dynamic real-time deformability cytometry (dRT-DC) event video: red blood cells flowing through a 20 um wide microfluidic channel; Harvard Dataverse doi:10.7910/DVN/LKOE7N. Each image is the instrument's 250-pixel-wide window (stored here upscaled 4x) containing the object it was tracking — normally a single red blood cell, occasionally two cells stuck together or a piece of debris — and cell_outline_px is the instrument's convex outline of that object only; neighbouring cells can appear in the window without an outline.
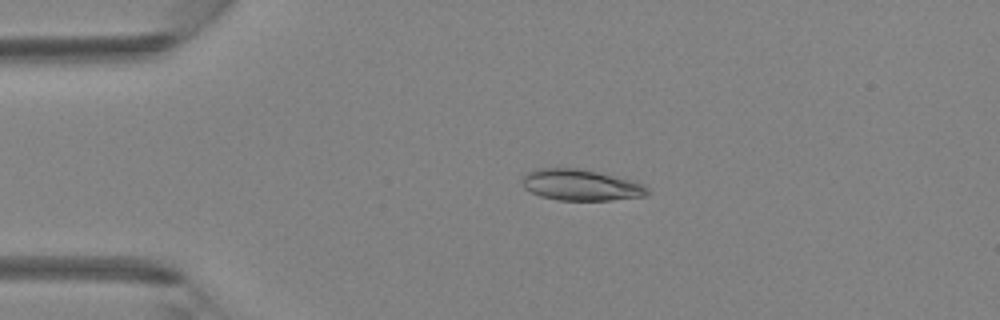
{"species": "Egyptian fruit bat (a non-hibernating species)", "species_latin": "Rousettus aegyptiacus", "temperature_condition": "room temperature", "stored_images_in_passage": 36, "camera_frame_rate_fps": 3000, "um_per_image_px": 0.085, "animal": {"sex": "female"}, "frame": {"image": 1, "passage_image": 2, "time_ms": 0.333, "image_size_px": [1000, 320], "cell_outline_px": [[648, 192], [644, 196], [612, 200], [556, 200], [540, 196], [524, 188], [524, 176], [528, 172], [536, 168], [580, 168], [636, 180], [644, 184], [648, 188]], "centroid_in_image_um": [49.42, 15.72], "position_along_channel_um": 35.6, "area_um2": 22.83}}
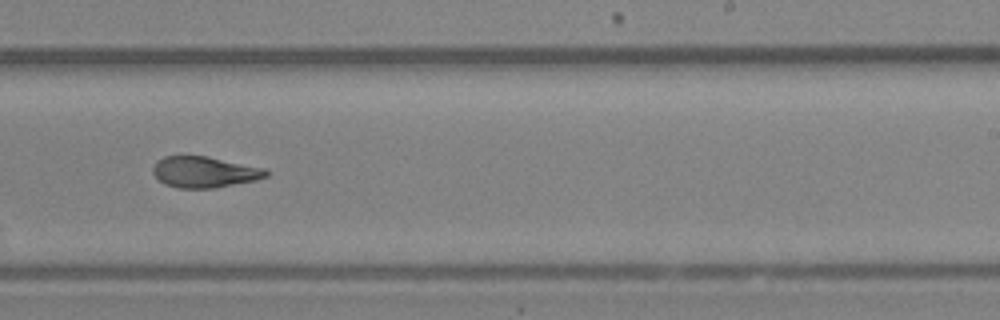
{"frame": {"image": 2, "passage_image": 20, "time_ms": 6.333, "image_size_px": [1000, 320], "cell_outline_px": [[268, 176], [256, 180], [216, 188], [176, 188], [164, 184], [152, 172], [152, 168], [156, 160], [164, 156], [208, 156], [264, 168], [268, 172]], "centroid_in_image_um": [17.36, 14.62], "position_along_channel_um": 271.6, "area_um2": 20.58}}
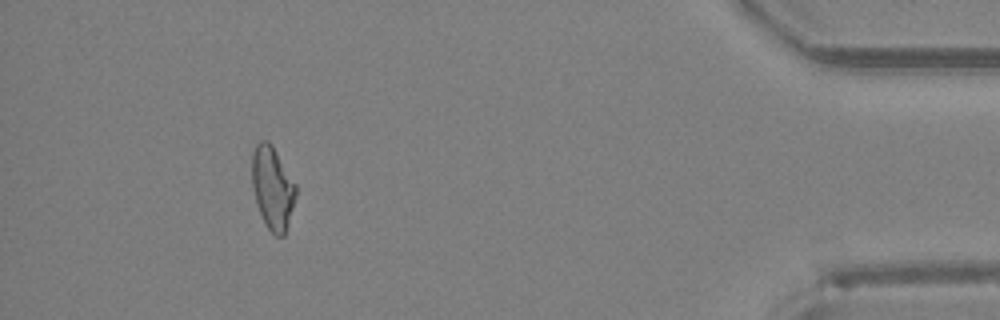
{"frame": {"image": 3, "passage_image": 33, "time_ms": 10.667, "image_size_px": [1000, 320], "cell_outline_px": [[296, 196], [288, 224], [284, 236], [276, 236], [264, 224], [252, 188], [252, 152], [256, 144], [260, 140], [268, 140], [272, 144], [296, 184]], "centroid_in_image_um": [23.16, 15.95], "position_along_channel_um": 412.0, "area_um2": 21.21}}